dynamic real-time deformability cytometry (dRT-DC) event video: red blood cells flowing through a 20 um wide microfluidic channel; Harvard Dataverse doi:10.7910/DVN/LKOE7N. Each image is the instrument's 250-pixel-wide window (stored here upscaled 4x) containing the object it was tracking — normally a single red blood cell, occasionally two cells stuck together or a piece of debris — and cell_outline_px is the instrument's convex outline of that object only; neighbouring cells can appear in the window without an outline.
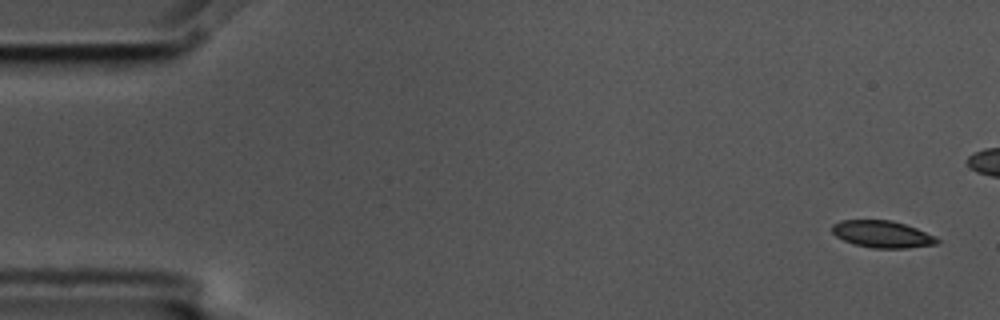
{"species": "common noctule bat (a hibernating species)", "species_latin": "Nyctalus noctula", "temperature_condition": "cold", "stored_images_in_passage": 6, "camera_frame_rate_fps": 3000, "um_per_image_px": 0.085, "animal": {"sex": "male", "body_mass_g": 17.5, "forearm_length_mm": 52.3}, "frame": {"image": 1, "passage_image": 1, "time_ms": 0.0, "image_size_px": [1000, 320], "cell_outline_px": [[940, 240], [936, 244], [908, 248], [872, 248], [856, 244], [844, 240], [836, 236], [832, 232], [832, 224], [840, 220], [892, 220], [916, 228], [936, 236]], "centroid_in_image_um": [75.0, 19.9], "position_along_channel_um": 10.0, "area_um2": 16.47}}